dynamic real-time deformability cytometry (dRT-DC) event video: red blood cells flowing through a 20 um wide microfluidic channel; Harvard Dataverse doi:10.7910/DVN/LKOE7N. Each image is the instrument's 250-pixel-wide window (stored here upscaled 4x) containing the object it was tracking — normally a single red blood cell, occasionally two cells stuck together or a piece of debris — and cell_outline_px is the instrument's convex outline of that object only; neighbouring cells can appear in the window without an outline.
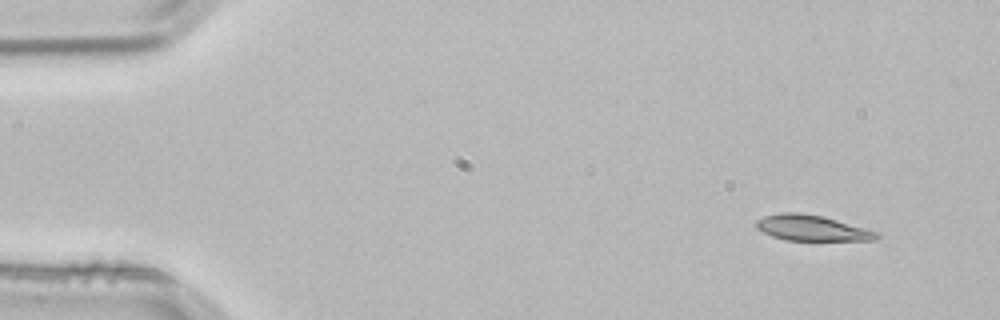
{"species": "common noctule bat (a hibernating species)", "species_latin": "Nyctalus noctula", "temperature_condition": "room temperature", "stored_images_in_passage": 3, "camera_frame_rate_fps": 3000, "um_per_image_px": 0.085, "animal": {"sex": "male", "body_mass_g": 21.5, "forearm_length_mm": 52.0}, "frame": {"image": 1, "passage_image": 1, "time_ms": 0.0, "image_size_px": [1000, 320], "cell_outline_px": [[880, 236], [876, 240], [788, 240], [772, 236], [756, 228], [756, 220], [764, 216], [780, 212], [800, 212], [824, 216], [880, 232]], "centroid_in_image_um": [69.03, 19.37], "position_along_channel_um": 16.0, "area_um2": 18.09}}
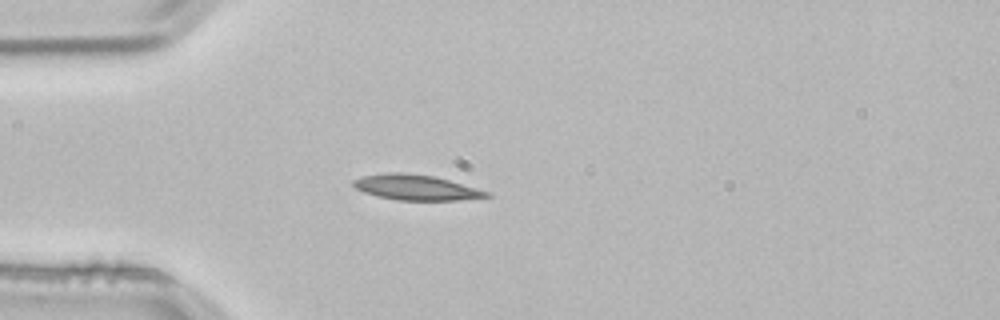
{"frame": {"image": 2, "passage_image": 3, "time_ms": 0.667, "image_size_px": [1000, 320], "cell_outline_px": [[492, 196], [456, 200], [396, 200], [364, 192], [356, 188], [352, 184], [352, 180], [360, 176], [388, 172], [400, 172], [436, 176], [488, 192]], "centroid_in_image_um": [35.31, 15.92], "position_along_channel_um": 49.7, "area_um2": 19.48}}